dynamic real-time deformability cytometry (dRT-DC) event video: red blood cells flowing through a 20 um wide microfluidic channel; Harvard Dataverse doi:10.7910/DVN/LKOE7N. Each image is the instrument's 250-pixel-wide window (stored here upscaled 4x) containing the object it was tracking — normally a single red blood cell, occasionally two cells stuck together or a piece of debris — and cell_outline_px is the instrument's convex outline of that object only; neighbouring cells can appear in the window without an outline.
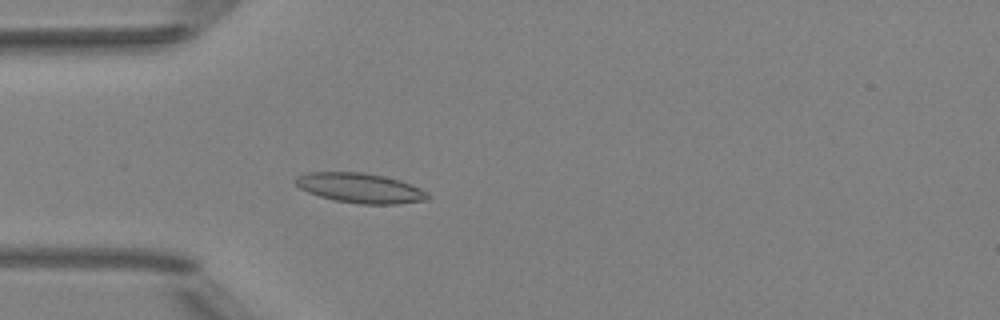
{"species": "Egyptian fruit bat (a non-hibernating species)", "species_latin": "Rousettus aegyptiacus", "temperature_condition": "room temperature", "stored_images_in_passage": 51, "camera_frame_rate_fps": 3000, "um_per_image_px": 0.085, "animal": {"sex": "female"}, "frame": {"image": 1, "passage_image": 15, "time_ms": 4.667, "image_size_px": [1000, 320], "cell_outline_px": [[428, 200], [400, 204], [360, 204], [336, 200], [320, 196], [308, 192], [300, 188], [292, 180], [296, 176], [308, 172], [364, 172], [400, 180], [420, 188], [428, 192]], "centroid_in_image_um": [30.61, 15.98], "position_along_channel_um": 54.4, "area_um2": 23.0}}
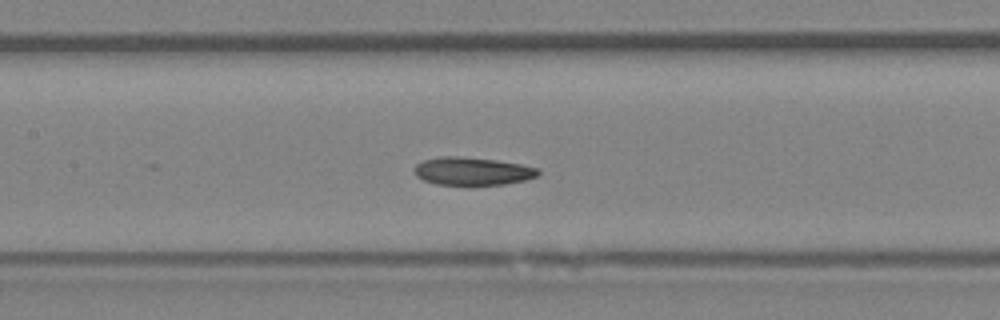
{"frame": {"image": 2, "passage_image": 24, "time_ms": 7.667, "image_size_px": [1000, 320], "cell_outline_px": [[540, 172], [536, 176], [524, 180], [504, 184], [472, 188], [436, 184], [424, 180], [416, 176], [416, 164], [424, 160], [440, 156], [460, 156], [496, 160], [520, 164], [540, 168]], "centroid_in_image_um": [40.16, 14.59], "position_along_channel_um": 167.2, "area_um2": 20.87}}
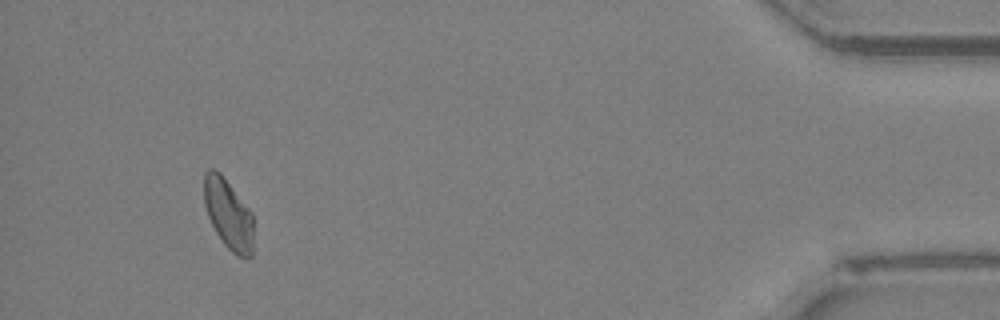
{"frame": {"image": 3, "passage_image": 48, "time_ms": 15.667, "image_size_px": [1000, 320], "cell_outline_px": [[252, 256], [248, 260], [244, 260], [236, 256], [224, 244], [216, 232], [208, 216], [204, 204], [204, 172], [208, 168], [212, 168], [220, 172], [252, 212]], "centroid_in_image_um": [19.41, 18.22], "position_along_channel_um": 415.8, "area_um2": 20.35}, "authors_computed_cell_mechanics": {"area_um2": 20.8658, "velocity_mm_per_s": 3.9888, "shape_relaxation_time_tau1_ms": 7.8417, "shape_relaxation_time_tau2_ms": null, "deformation_change_tau1": 0.1314, "deformation_change_tau2": null}}